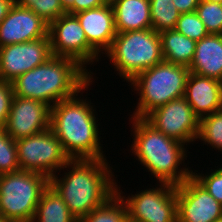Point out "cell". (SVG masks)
Listing matches in <instances>:
<instances>
[{"instance_id":"obj_1","label":"cell","mask_w":222,"mask_h":222,"mask_svg":"<svg viewBox=\"0 0 222 222\" xmlns=\"http://www.w3.org/2000/svg\"><path fill=\"white\" fill-rule=\"evenodd\" d=\"M110 165L107 159H70L61 169L67 172L50 177L49 185L78 220L116 193L117 179Z\"/></svg>"},{"instance_id":"obj_2","label":"cell","mask_w":222,"mask_h":222,"mask_svg":"<svg viewBox=\"0 0 222 222\" xmlns=\"http://www.w3.org/2000/svg\"><path fill=\"white\" fill-rule=\"evenodd\" d=\"M93 82L91 80L82 92L80 91V95L77 93L50 108V129L70 159L107 158L100 142L102 131L99 132L96 107L91 105L93 103L88 101L87 97L82 98L85 90L87 91Z\"/></svg>"},{"instance_id":"obj_3","label":"cell","mask_w":222,"mask_h":222,"mask_svg":"<svg viewBox=\"0 0 222 222\" xmlns=\"http://www.w3.org/2000/svg\"><path fill=\"white\" fill-rule=\"evenodd\" d=\"M93 75L72 58L52 56L11 83L14 96L38 100L51 108L80 93L94 80Z\"/></svg>"},{"instance_id":"obj_4","label":"cell","mask_w":222,"mask_h":222,"mask_svg":"<svg viewBox=\"0 0 222 222\" xmlns=\"http://www.w3.org/2000/svg\"><path fill=\"white\" fill-rule=\"evenodd\" d=\"M129 119L133 128L130 152L156 178L157 183L177 186L192 175V170L184 163L188 156L185 144L169 138L144 118L131 116Z\"/></svg>"},{"instance_id":"obj_5","label":"cell","mask_w":222,"mask_h":222,"mask_svg":"<svg viewBox=\"0 0 222 222\" xmlns=\"http://www.w3.org/2000/svg\"><path fill=\"white\" fill-rule=\"evenodd\" d=\"M189 73L188 67L163 60L137 74L128 82L139 96L136 109L130 116L144 118L152 110L184 97Z\"/></svg>"},{"instance_id":"obj_6","label":"cell","mask_w":222,"mask_h":222,"mask_svg":"<svg viewBox=\"0 0 222 222\" xmlns=\"http://www.w3.org/2000/svg\"><path fill=\"white\" fill-rule=\"evenodd\" d=\"M104 54L124 82L163 61L160 36L152 28L117 33Z\"/></svg>"},{"instance_id":"obj_7","label":"cell","mask_w":222,"mask_h":222,"mask_svg":"<svg viewBox=\"0 0 222 222\" xmlns=\"http://www.w3.org/2000/svg\"><path fill=\"white\" fill-rule=\"evenodd\" d=\"M49 178L19 170L0 175V214L10 222H32Z\"/></svg>"},{"instance_id":"obj_8","label":"cell","mask_w":222,"mask_h":222,"mask_svg":"<svg viewBox=\"0 0 222 222\" xmlns=\"http://www.w3.org/2000/svg\"><path fill=\"white\" fill-rule=\"evenodd\" d=\"M20 170L43 174L50 178L61 173L70 160L61 142L49 128L29 137L15 140Z\"/></svg>"},{"instance_id":"obj_9","label":"cell","mask_w":222,"mask_h":222,"mask_svg":"<svg viewBox=\"0 0 222 222\" xmlns=\"http://www.w3.org/2000/svg\"><path fill=\"white\" fill-rule=\"evenodd\" d=\"M127 195L116 182V193L127 207V216L136 222H177L176 186L168 183L156 184ZM127 196V197H126Z\"/></svg>"},{"instance_id":"obj_10","label":"cell","mask_w":222,"mask_h":222,"mask_svg":"<svg viewBox=\"0 0 222 222\" xmlns=\"http://www.w3.org/2000/svg\"><path fill=\"white\" fill-rule=\"evenodd\" d=\"M48 35L53 56L72 58L87 71V65L91 66L101 59L87 42L85 32L75 15H61L49 25Z\"/></svg>"},{"instance_id":"obj_11","label":"cell","mask_w":222,"mask_h":222,"mask_svg":"<svg viewBox=\"0 0 222 222\" xmlns=\"http://www.w3.org/2000/svg\"><path fill=\"white\" fill-rule=\"evenodd\" d=\"M144 119L155 129L186 147L197 140L200 118L184 97L152 110Z\"/></svg>"},{"instance_id":"obj_12","label":"cell","mask_w":222,"mask_h":222,"mask_svg":"<svg viewBox=\"0 0 222 222\" xmlns=\"http://www.w3.org/2000/svg\"><path fill=\"white\" fill-rule=\"evenodd\" d=\"M177 222L222 220V204L191 175L176 186Z\"/></svg>"},{"instance_id":"obj_13","label":"cell","mask_w":222,"mask_h":222,"mask_svg":"<svg viewBox=\"0 0 222 222\" xmlns=\"http://www.w3.org/2000/svg\"><path fill=\"white\" fill-rule=\"evenodd\" d=\"M50 37L0 48V81L12 82L52 57Z\"/></svg>"},{"instance_id":"obj_14","label":"cell","mask_w":222,"mask_h":222,"mask_svg":"<svg viewBox=\"0 0 222 222\" xmlns=\"http://www.w3.org/2000/svg\"><path fill=\"white\" fill-rule=\"evenodd\" d=\"M50 128V107L38 100L14 96L4 129L14 140Z\"/></svg>"},{"instance_id":"obj_15","label":"cell","mask_w":222,"mask_h":222,"mask_svg":"<svg viewBox=\"0 0 222 222\" xmlns=\"http://www.w3.org/2000/svg\"><path fill=\"white\" fill-rule=\"evenodd\" d=\"M49 25L35 12L16 3L0 23V48L48 36Z\"/></svg>"},{"instance_id":"obj_16","label":"cell","mask_w":222,"mask_h":222,"mask_svg":"<svg viewBox=\"0 0 222 222\" xmlns=\"http://www.w3.org/2000/svg\"><path fill=\"white\" fill-rule=\"evenodd\" d=\"M74 15L79 20L89 45L103 56L104 52L106 53L111 47L117 34L114 11L110 1L100 7L81 11Z\"/></svg>"},{"instance_id":"obj_17","label":"cell","mask_w":222,"mask_h":222,"mask_svg":"<svg viewBox=\"0 0 222 222\" xmlns=\"http://www.w3.org/2000/svg\"><path fill=\"white\" fill-rule=\"evenodd\" d=\"M184 98L199 118L213 114L222 109V82L190 72Z\"/></svg>"},{"instance_id":"obj_18","label":"cell","mask_w":222,"mask_h":222,"mask_svg":"<svg viewBox=\"0 0 222 222\" xmlns=\"http://www.w3.org/2000/svg\"><path fill=\"white\" fill-rule=\"evenodd\" d=\"M189 71L222 82V34H208L196 42Z\"/></svg>"},{"instance_id":"obj_19","label":"cell","mask_w":222,"mask_h":222,"mask_svg":"<svg viewBox=\"0 0 222 222\" xmlns=\"http://www.w3.org/2000/svg\"><path fill=\"white\" fill-rule=\"evenodd\" d=\"M117 33L151 29L149 0H111Z\"/></svg>"},{"instance_id":"obj_20","label":"cell","mask_w":222,"mask_h":222,"mask_svg":"<svg viewBox=\"0 0 222 222\" xmlns=\"http://www.w3.org/2000/svg\"><path fill=\"white\" fill-rule=\"evenodd\" d=\"M163 60L190 67L196 48V41L191 40L175 29L159 32Z\"/></svg>"},{"instance_id":"obj_21","label":"cell","mask_w":222,"mask_h":222,"mask_svg":"<svg viewBox=\"0 0 222 222\" xmlns=\"http://www.w3.org/2000/svg\"><path fill=\"white\" fill-rule=\"evenodd\" d=\"M32 222H77L59 194L49 185L42 193Z\"/></svg>"},{"instance_id":"obj_22","label":"cell","mask_w":222,"mask_h":222,"mask_svg":"<svg viewBox=\"0 0 222 222\" xmlns=\"http://www.w3.org/2000/svg\"><path fill=\"white\" fill-rule=\"evenodd\" d=\"M127 207L115 193L103 205L93 209L77 222H124L127 219Z\"/></svg>"},{"instance_id":"obj_23","label":"cell","mask_w":222,"mask_h":222,"mask_svg":"<svg viewBox=\"0 0 222 222\" xmlns=\"http://www.w3.org/2000/svg\"><path fill=\"white\" fill-rule=\"evenodd\" d=\"M152 29L156 32L175 29L180 12L172 0H149Z\"/></svg>"},{"instance_id":"obj_24","label":"cell","mask_w":222,"mask_h":222,"mask_svg":"<svg viewBox=\"0 0 222 222\" xmlns=\"http://www.w3.org/2000/svg\"><path fill=\"white\" fill-rule=\"evenodd\" d=\"M197 139L222 154V109L200 118Z\"/></svg>"},{"instance_id":"obj_25","label":"cell","mask_w":222,"mask_h":222,"mask_svg":"<svg viewBox=\"0 0 222 222\" xmlns=\"http://www.w3.org/2000/svg\"><path fill=\"white\" fill-rule=\"evenodd\" d=\"M15 3L23 8L32 10L48 25L67 13L60 0H15Z\"/></svg>"},{"instance_id":"obj_26","label":"cell","mask_w":222,"mask_h":222,"mask_svg":"<svg viewBox=\"0 0 222 222\" xmlns=\"http://www.w3.org/2000/svg\"><path fill=\"white\" fill-rule=\"evenodd\" d=\"M20 170L15 140L0 128V175Z\"/></svg>"},{"instance_id":"obj_27","label":"cell","mask_w":222,"mask_h":222,"mask_svg":"<svg viewBox=\"0 0 222 222\" xmlns=\"http://www.w3.org/2000/svg\"><path fill=\"white\" fill-rule=\"evenodd\" d=\"M195 12L209 34H222V4L200 0Z\"/></svg>"},{"instance_id":"obj_28","label":"cell","mask_w":222,"mask_h":222,"mask_svg":"<svg viewBox=\"0 0 222 222\" xmlns=\"http://www.w3.org/2000/svg\"><path fill=\"white\" fill-rule=\"evenodd\" d=\"M175 30L196 42L209 34L195 11L180 13Z\"/></svg>"},{"instance_id":"obj_29","label":"cell","mask_w":222,"mask_h":222,"mask_svg":"<svg viewBox=\"0 0 222 222\" xmlns=\"http://www.w3.org/2000/svg\"><path fill=\"white\" fill-rule=\"evenodd\" d=\"M220 166V167H218ZM217 169H211L209 173L201 174L198 170H192V176L212 195L219 203L222 204V164ZM198 173H196V172Z\"/></svg>"},{"instance_id":"obj_30","label":"cell","mask_w":222,"mask_h":222,"mask_svg":"<svg viewBox=\"0 0 222 222\" xmlns=\"http://www.w3.org/2000/svg\"><path fill=\"white\" fill-rule=\"evenodd\" d=\"M14 98L11 82L0 81V128H4Z\"/></svg>"},{"instance_id":"obj_31","label":"cell","mask_w":222,"mask_h":222,"mask_svg":"<svg viewBox=\"0 0 222 222\" xmlns=\"http://www.w3.org/2000/svg\"><path fill=\"white\" fill-rule=\"evenodd\" d=\"M107 2V0H75L74 4L66 12L74 15L81 11L100 7Z\"/></svg>"},{"instance_id":"obj_32","label":"cell","mask_w":222,"mask_h":222,"mask_svg":"<svg viewBox=\"0 0 222 222\" xmlns=\"http://www.w3.org/2000/svg\"><path fill=\"white\" fill-rule=\"evenodd\" d=\"M174 6L180 13L196 11L200 0H172Z\"/></svg>"},{"instance_id":"obj_33","label":"cell","mask_w":222,"mask_h":222,"mask_svg":"<svg viewBox=\"0 0 222 222\" xmlns=\"http://www.w3.org/2000/svg\"><path fill=\"white\" fill-rule=\"evenodd\" d=\"M14 4L15 0H0V23Z\"/></svg>"},{"instance_id":"obj_34","label":"cell","mask_w":222,"mask_h":222,"mask_svg":"<svg viewBox=\"0 0 222 222\" xmlns=\"http://www.w3.org/2000/svg\"><path fill=\"white\" fill-rule=\"evenodd\" d=\"M75 0H60L62 7L67 11L73 4Z\"/></svg>"},{"instance_id":"obj_35","label":"cell","mask_w":222,"mask_h":222,"mask_svg":"<svg viewBox=\"0 0 222 222\" xmlns=\"http://www.w3.org/2000/svg\"><path fill=\"white\" fill-rule=\"evenodd\" d=\"M0 222H10V221L0 214Z\"/></svg>"},{"instance_id":"obj_36","label":"cell","mask_w":222,"mask_h":222,"mask_svg":"<svg viewBox=\"0 0 222 222\" xmlns=\"http://www.w3.org/2000/svg\"><path fill=\"white\" fill-rule=\"evenodd\" d=\"M204 1H208V2H214V3L222 4V0H204Z\"/></svg>"},{"instance_id":"obj_37","label":"cell","mask_w":222,"mask_h":222,"mask_svg":"<svg viewBox=\"0 0 222 222\" xmlns=\"http://www.w3.org/2000/svg\"><path fill=\"white\" fill-rule=\"evenodd\" d=\"M124 222H136V221H133L127 217V219Z\"/></svg>"}]
</instances>
